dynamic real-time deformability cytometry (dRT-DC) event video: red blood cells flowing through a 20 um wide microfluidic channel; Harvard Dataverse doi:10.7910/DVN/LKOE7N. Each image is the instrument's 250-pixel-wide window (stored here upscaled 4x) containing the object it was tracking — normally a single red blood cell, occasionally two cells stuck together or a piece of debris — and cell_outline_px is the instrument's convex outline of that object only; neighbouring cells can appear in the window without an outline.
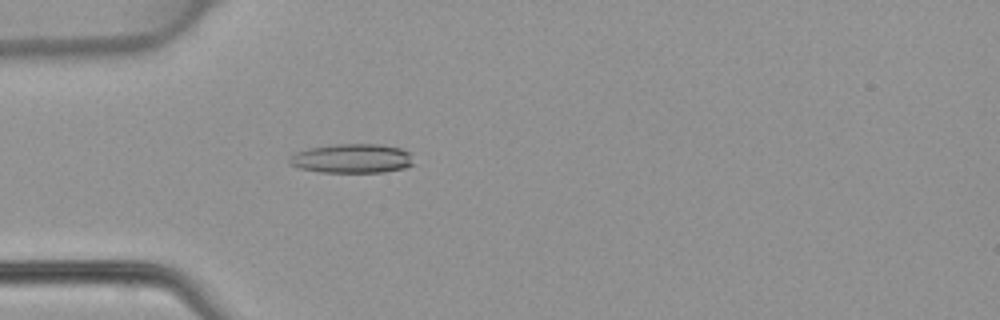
{"species": "common noctule bat (a hibernating species)", "species_latin": "Nyctalus noctula", "temperature_condition": "warm", "stored_images_in_passage": 47, "camera_frame_rate_fps": 3000, "um_per_image_px": 0.085, "animal": {"sex": "female", "body_mass_g": 22.7, "forearm_length_mm": 54.2}, "frame": {"image": 1, "passage_image": 14, "time_ms": 4.333, "image_size_px": [1000, 320], "cell_outline_px": [[416, 164], [404, 168], [384, 172], [320, 172], [300, 168], [288, 164], [288, 156], [296, 152], [308, 148], [336, 144], [380, 144], [400, 148], [408, 152]], "centroid_in_image_um": [29.9, 13.47], "position_along_channel_um": 55.1, "area_um2": 21.33}}
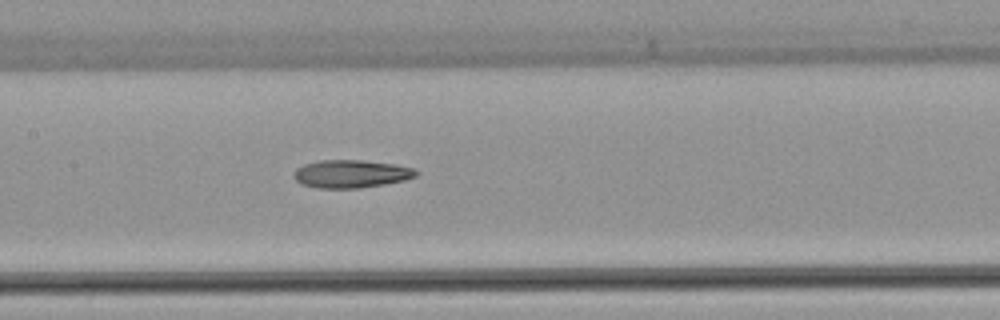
{"frame": {"image": 2, "passage_image": 23, "time_ms": 7.333, "image_size_px": [1000, 320], "cell_outline_px": [[420, 172], [416, 176], [404, 180], [384, 184], [360, 188], [316, 188], [300, 184], [292, 176], [292, 172], [296, 168], [304, 164], [320, 160], [364, 160], [396, 164], [412, 168]], "centroid_in_image_um": [29.81, 14.77], "position_along_channel_um": 177.6, "area_um2": 20.11}}
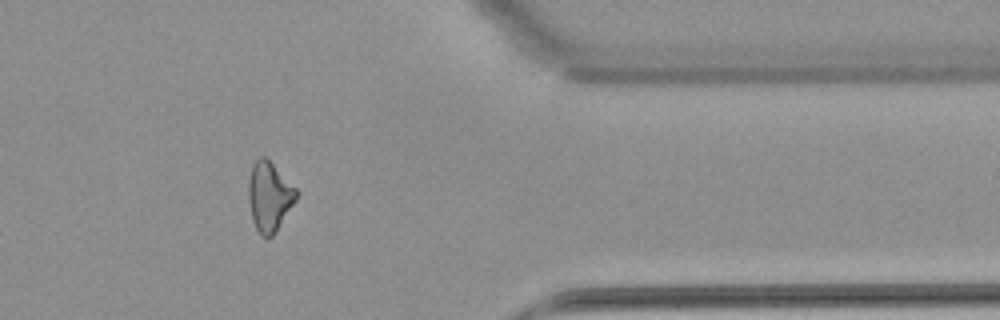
{"frame": {"image": 3, "passage_image": 39, "time_ms": 12.667, "image_size_px": [1000, 320], "cell_outline_px": [[300, 192], [296, 200], [276, 232], [272, 236], [260, 236], [252, 220], [248, 200], [248, 180], [252, 164], [260, 156], [264, 156]], "centroid_in_image_um": [22.88, 16.72], "position_along_channel_um": 388.5, "area_um2": 19.36}}